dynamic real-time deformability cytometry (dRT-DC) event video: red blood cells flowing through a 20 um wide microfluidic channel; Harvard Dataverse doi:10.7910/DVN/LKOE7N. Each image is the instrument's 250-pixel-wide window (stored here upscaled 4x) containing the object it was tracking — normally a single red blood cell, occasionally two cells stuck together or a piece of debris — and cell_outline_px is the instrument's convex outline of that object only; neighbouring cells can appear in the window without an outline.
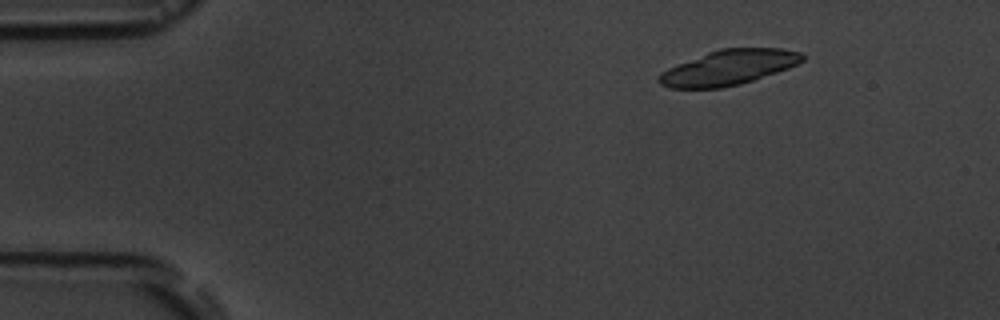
{"species": "common noctule bat (a hibernating species)", "species_latin": "Nyctalus noctula", "temperature_condition": "room temperature", "stored_images_in_passage": 16, "camera_frame_rate_fps": 3000, "um_per_image_px": 0.085, "animal": {"sex": "male", "body_mass_g": 19.5, "forearm_length_mm": 54.6}, "frame": {"image": 1, "passage_image": 3, "time_ms": 2.333, "image_size_px": [1000, 320], "cell_outline_px": [[804, 60], [788, 68], [740, 84], [720, 88], [668, 88], [660, 84], [656, 80], [660, 72], [668, 68], [708, 52], [720, 48], [780, 48], [800, 52], [804, 56]], "centroid_in_image_um": [61.9, 5.74], "position_along_channel_um": 23.1, "area_um2": 29.07}, "authors_computed_cell_mechanics": {"area_um2": 22.6287, "velocity_mm_per_s": 3.6024, "shape_relaxation_time_tau1_ms": null, "shape_relaxation_time_tau2_ms": 0.5388, "deformation_change_tau1": null, "deformation_change_tau2": 0.0469}}